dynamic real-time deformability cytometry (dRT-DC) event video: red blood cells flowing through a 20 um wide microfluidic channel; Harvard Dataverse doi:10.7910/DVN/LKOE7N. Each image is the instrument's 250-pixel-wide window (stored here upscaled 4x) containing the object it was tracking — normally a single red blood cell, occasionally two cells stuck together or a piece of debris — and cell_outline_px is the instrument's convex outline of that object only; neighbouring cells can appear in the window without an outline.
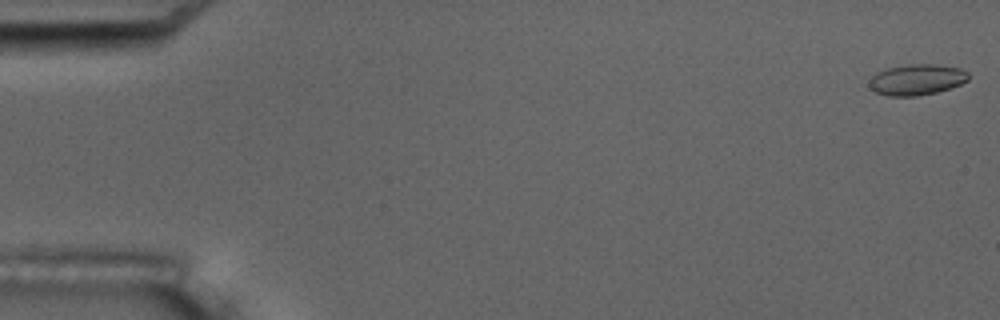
{"species": "common noctule bat (a hibernating species)", "species_latin": "Nyctalus noctula", "temperature_condition": "room temperature", "stored_images_in_passage": 5, "camera_frame_rate_fps": 3000, "um_per_image_px": 0.085, "animal": {"sex": "male", "body_mass_g": 17.5, "forearm_length_mm": 52.3}, "frame": {"image": 1, "passage_image": 1, "time_ms": 0.0, "image_size_px": [1000, 320], "cell_outline_px": [[968, 80], [960, 84], [936, 92], [916, 96], [888, 96], [876, 92], [868, 84], [872, 76], [876, 72], [888, 68], [908, 64], [936, 64], [960, 68], [968, 72]], "centroid_in_image_um": [77.92, 6.76], "position_along_channel_um": 7.1, "area_um2": 17.74}}
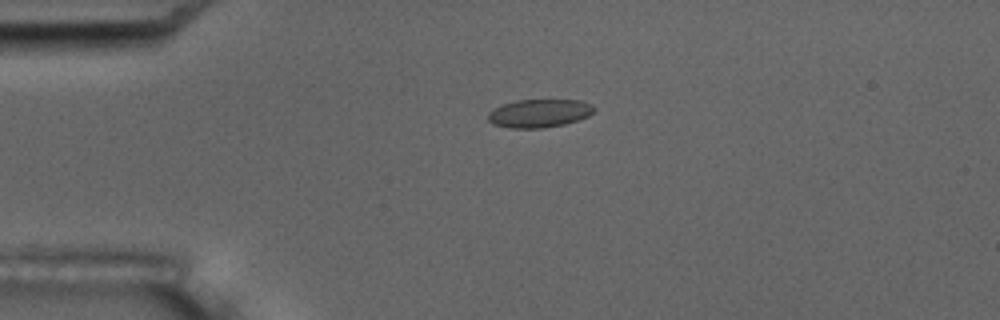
{"frame": {"image": 2, "passage_image": 4, "time_ms": 4.333, "image_size_px": [1000, 320], "cell_outline_px": [[596, 108], [588, 116], [580, 120], [564, 124], [540, 128], [508, 128], [492, 124], [488, 120], [488, 112], [504, 104], [516, 100], [580, 100], [592, 104]], "centroid_in_image_um": [45.85, 9.63], "position_along_channel_um": 39.2, "area_um2": 17.46}}